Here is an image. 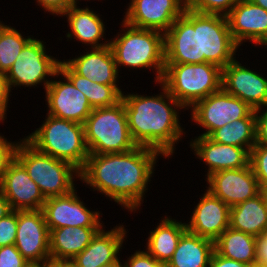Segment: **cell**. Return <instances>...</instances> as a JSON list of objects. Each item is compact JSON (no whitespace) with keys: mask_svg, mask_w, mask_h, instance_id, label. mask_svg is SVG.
<instances>
[{"mask_svg":"<svg viewBox=\"0 0 267 267\" xmlns=\"http://www.w3.org/2000/svg\"><path fill=\"white\" fill-rule=\"evenodd\" d=\"M159 156L163 155L158 150L146 146L122 153L89 154L80 181L127 212L136 213L143 206Z\"/></svg>","mask_w":267,"mask_h":267,"instance_id":"6da1fadb","label":"cell"},{"mask_svg":"<svg viewBox=\"0 0 267 267\" xmlns=\"http://www.w3.org/2000/svg\"><path fill=\"white\" fill-rule=\"evenodd\" d=\"M158 84L162 92L156 95L123 92L122 101L132 140L137 146L158 150L169 160L176 151L175 145L186 134L179 114L186 109L160 82Z\"/></svg>","mask_w":267,"mask_h":267,"instance_id":"7a4b0ae2","label":"cell"},{"mask_svg":"<svg viewBox=\"0 0 267 267\" xmlns=\"http://www.w3.org/2000/svg\"><path fill=\"white\" fill-rule=\"evenodd\" d=\"M120 26L123 28L121 33L117 32L109 38L118 72L121 66L132 70L149 69L155 72L154 82L158 84L165 68L164 33L153 29L137 28L124 20Z\"/></svg>","mask_w":267,"mask_h":267,"instance_id":"3957f363","label":"cell"},{"mask_svg":"<svg viewBox=\"0 0 267 267\" xmlns=\"http://www.w3.org/2000/svg\"><path fill=\"white\" fill-rule=\"evenodd\" d=\"M41 124L24 138L38 151L67 161L81 170L89 156L83 124L49 114Z\"/></svg>","mask_w":267,"mask_h":267,"instance_id":"277c9868","label":"cell"},{"mask_svg":"<svg viewBox=\"0 0 267 267\" xmlns=\"http://www.w3.org/2000/svg\"><path fill=\"white\" fill-rule=\"evenodd\" d=\"M15 158L25 167L45 199L63 196L76 188L80 170L71 163L38 151L25 138H20Z\"/></svg>","mask_w":267,"mask_h":267,"instance_id":"5b68a950","label":"cell"},{"mask_svg":"<svg viewBox=\"0 0 267 267\" xmlns=\"http://www.w3.org/2000/svg\"><path fill=\"white\" fill-rule=\"evenodd\" d=\"M160 83L186 109L222 88V69L212 63H165Z\"/></svg>","mask_w":267,"mask_h":267,"instance_id":"8992f818","label":"cell"},{"mask_svg":"<svg viewBox=\"0 0 267 267\" xmlns=\"http://www.w3.org/2000/svg\"><path fill=\"white\" fill-rule=\"evenodd\" d=\"M83 126L89 154L122 153L137 147L122 99L115 106L94 108Z\"/></svg>","mask_w":267,"mask_h":267,"instance_id":"52a82bcc","label":"cell"},{"mask_svg":"<svg viewBox=\"0 0 267 267\" xmlns=\"http://www.w3.org/2000/svg\"><path fill=\"white\" fill-rule=\"evenodd\" d=\"M45 44L43 40L33 37L20 52L11 69L4 76L10 95H12L11 90L15 88L18 90L17 87L30 89L43 85L45 91L52 77L55 78L61 59L48 55Z\"/></svg>","mask_w":267,"mask_h":267,"instance_id":"ba28073f","label":"cell"},{"mask_svg":"<svg viewBox=\"0 0 267 267\" xmlns=\"http://www.w3.org/2000/svg\"><path fill=\"white\" fill-rule=\"evenodd\" d=\"M253 108L238 97L227 93L223 88L196 102L189 111L190 119L206 130L199 136H208L213 130L245 118Z\"/></svg>","mask_w":267,"mask_h":267,"instance_id":"9c48e42d","label":"cell"},{"mask_svg":"<svg viewBox=\"0 0 267 267\" xmlns=\"http://www.w3.org/2000/svg\"><path fill=\"white\" fill-rule=\"evenodd\" d=\"M165 63L200 64L199 13L185 8L164 33Z\"/></svg>","mask_w":267,"mask_h":267,"instance_id":"30bf717a","label":"cell"},{"mask_svg":"<svg viewBox=\"0 0 267 267\" xmlns=\"http://www.w3.org/2000/svg\"><path fill=\"white\" fill-rule=\"evenodd\" d=\"M49 237L50 231L42 209L17 211L14 245L33 267L51 264Z\"/></svg>","mask_w":267,"mask_h":267,"instance_id":"8fae6325","label":"cell"},{"mask_svg":"<svg viewBox=\"0 0 267 267\" xmlns=\"http://www.w3.org/2000/svg\"><path fill=\"white\" fill-rule=\"evenodd\" d=\"M200 56L209 62L226 67L236 57L240 47L233 40L227 16L199 13Z\"/></svg>","mask_w":267,"mask_h":267,"instance_id":"7c38bea8","label":"cell"},{"mask_svg":"<svg viewBox=\"0 0 267 267\" xmlns=\"http://www.w3.org/2000/svg\"><path fill=\"white\" fill-rule=\"evenodd\" d=\"M54 77L45 90L46 114L84 124L93 110L87 97L60 70Z\"/></svg>","mask_w":267,"mask_h":267,"instance_id":"4fadbf2b","label":"cell"},{"mask_svg":"<svg viewBox=\"0 0 267 267\" xmlns=\"http://www.w3.org/2000/svg\"><path fill=\"white\" fill-rule=\"evenodd\" d=\"M76 189L63 195L46 199L42 208L49 231L61 227H103L102 213L90 210L80 200ZM101 217V218H100Z\"/></svg>","mask_w":267,"mask_h":267,"instance_id":"5bb4252c","label":"cell"},{"mask_svg":"<svg viewBox=\"0 0 267 267\" xmlns=\"http://www.w3.org/2000/svg\"><path fill=\"white\" fill-rule=\"evenodd\" d=\"M207 190L229 207L252 199L260 194L259 182L251 164L244 168L220 170L207 178Z\"/></svg>","mask_w":267,"mask_h":267,"instance_id":"9a60e30c","label":"cell"},{"mask_svg":"<svg viewBox=\"0 0 267 267\" xmlns=\"http://www.w3.org/2000/svg\"><path fill=\"white\" fill-rule=\"evenodd\" d=\"M186 8V0H130L123 20L134 27L165 33Z\"/></svg>","mask_w":267,"mask_h":267,"instance_id":"2e32d148","label":"cell"},{"mask_svg":"<svg viewBox=\"0 0 267 267\" xmlns=\"http://www.w3.org/2000/svg\"><path fill=\"white\" fill-rule=\"evenodd\" d=\"M237 60L222 69V88L254 110L267 106V77Z\"/></svg>","mask_w":267,"mask_h":267,"instance_id":"e0dca14e","label":"cell"},{"mask_svg":"<svg viewBox=\"0 0 267 267\" xmlns=\"http://www.w3.org/2000/svg\"><path fill=\"white\" fill-rule=\"evenodd\" d=\"M233 40L240 47L246 41L254 47L267 44V10L250 0H239L227 15Z\"/></svg>","mask_w":267,"mask_h":267,"instance_id":"ac0fdd59","label":"cell"},{"mask_svg":"<svg viewBox=\"0 0 267 267\" xmlns=\"http://www.w3.org/2000/svg\"><path fill=\"white\" fill-rule=\"evenodd\" d=\"M0 191L15 211L41 210L46 201L38 185L16 158L7 166Z\"/></svg>","mask_w":267,"mask_h":267,"instance_id":"d6986e66","label":"cell"},{"mask_svg":"<svg viewBox=\"0 0 267 267\" xmlns=\"http://www.w3.org/2000/svg\"><path fill=\"white\" fill-rule=\"evenodd\" d=\"M189 147L200 161L208 168L206 178L214 172L244 168L250 164V152L246 148L221 144L207 136H195Z\"/></svg>","mask_w":267,"mask_h":267,"instance_id":"ffe728a7","label":"cell"},{"mask_svg":"<svg viewBox=\"0 0 267 267\" xmlns=\"http://www.w3.org/2000/svg\"><path fill=\"white\" fill-rule=\"evenodd\" d=\"M199 199L185 223L186 229L215 241L229 227L230 207L207 189Z\"/></svg>","mask_w":267,"mask_h":267,"instance_id":"44dd1931","label":"cell"},{"mask_svg":"<svg viewBox=\"0 0 267 267\" xmlns=\"http://www.w3.org/2000/svg\"><path fill=\"white\" fill-rule=\"evenodd\" d=\"M123 223L113 226L111 230L106 231V226L102 227L92 238L90 244L71 262L76 267H101L110 263H115L120 257L123 243L127 237L128 230Z\"/></svg>","mask_w":267,"mask_h":267,"instance_id":"7402d4cb","label":"cell"},{"mask_svg":"<svg viewBox=\"0 0 267 267\" xmlns=\"http://www.w3.org/2000/svg\"><path fill=\"white\" fill-rule=\"evenodd\" d=\"M85 51L72 59L63 60L76 74L82 77L103 85H119V78L122 76L119 77L111 46L86 48Z\"/></svg>","mask_w":267,"mask_h":267,"instance_id":"603a6c76","label":"cell"},{"mask_svg":"<svg viewBox=\"0 0 267 267\" xmlns=\"http://www.w3.org/2000/svg\"><path fill=\"white\" fill-rule=\"evenodd\" d=\"M63 16H66L67 27H70L68 29L70 31L65 36L67 41L74 39V41L86 45L87 49L110 45V40L104 38L106 36L105 22L101 17L102 15L97 13L96 10H92L89 6L82 8L71 6L60 17Z\"/></svg>","mask_w":267,"mask_h":267,"instance_id":"cb8c5ba5","label":"cell"},{"mask_svg":"<svg viewBox=\"0 0 267 267\" xmlns=\"http://www.w3.org/2000/svg\"><path fill=\"white\" fill-rule=\"evenodd\" d=\"M102 227H61L50 230L49 251L51 263L70 262L82 252Z\"/></svg>","mask_w":267,"mask_h":267,"instance_id":"d4e9b609","label":"cell"},{"mask_svg":"<svg viewBox=\"0 0 267 267\" xmlns=\"http://www.w3.org/2000/svg\"><path fill=\"white\" fill-rule=\"evenodd\" d=\"M166 216V217H165ZM162 216L159 224L154 230H150L146 238L145 249L156 260L164 266L171 260L177 248L178 241L187 230L185 222L179 221L171 216Z\"/></svg>","mask_w":267,"mask_h":267,"instance_id":"484cf974","label":"cell"},{"mask_svg":"<svg viewBox=\"0 0 267 267\" xmlns=\"http://www.w3.org/2000/svg\"><path fill=\"white\" fill-rule=\"evenodd\" d=\"M213 253V240L186 230L165 267H208Z\"/></svg>","mask_w":267,"mask_h":267,"instance_id":"4316f807","label":"cell"},{"mask_svg":"<svg viewBox=\"0 0 267 267\" xmlns=\"http://www.w3.org/2000/svg\"><path fill=\"white\" fill-rule=\"evenodd\" d=\"M229 227L255 237L262 236L267 229V206L263 196L258 194L230 207Z\"/></svg>","mask_w":267,"mask_h":267,"instance_id":"83f0119b","label":"cell"},{"mask_svg":"<svg viewBox=\"0 0 267 267\" xmlns=\"http://www.w3.org/2000/svg\"><path fill=\"white\" fill-rule=\"evenodd\" d=\"M257 237L228 227L215 241L214 251L223 257L255 266Z\"/></svg>","mask_w":267,"mask_h":267,"instance_id":"f1b7e54d","label":"cell"},{"mask_svg":"<svg viewBox=\"0 0 267 267\" xmlns=\"http://www.w3.org/2000/svg\"><path fill=\"white\" fill-rule=\"evenodd\" d=\"M59 70L87 97L92 108L115 106L122 99L118 85H103L76 74L65 62L60 61Z\"/></svg>","mask_w":267,"mask_h":267,"instance_id":"f546056e","label":"cell"},{"mask_svg":"<svg viewBox=\"0 0 267 267\" xmlns=\"http://www.w3.org/2000/svg\"><path fill=\"white\" fill-rule=\"evenodd\" d=\"M214 142L246 148L249 152L256 144V120L253 109L245 118L234 120L208 136Z\"/></svg>","mask_w":267,"mask_h":267,"instance_id":"4dcf8cb0","label":"cell"},{"mask_svg":"<svg viewBox=\"0 0 267 267\" xmlns=\"http://www.w3.org/2000/svg\"><path fill=\"white\" fill-rule=\"evenodd\" d=\"M13 26L4 25L0 32V74L6 75L33 35L24 36Z\"/></svg>","mask_w":267,"mask_h":267,"instance_id":"1f68e13d","label":"cell"},{"mask_svg":"<svg viewBox=\"0 0 267 267\" xmlns=\"http://www.w3.org/2000/svg\"><path fill=\"white\" fill-rule=\"evenodd\" d=\"M239 0H186V7L205 14L227 16Z\"/></svg>","mask_w":267,"mask_h":267,"instance_id":"d6a6232c","label":"cell"},{"mask_svg":"<svg viewBox=\"0 0 267 267\" xmlns=\"http://www.w3.org/2000/svg\"><path fill=\"white\" fill-rule=\"evenodd\" d=\"M250 164L259 185H267V146L255 144L250 152Z\"/></svg>","mask_w":267,"mask_h":267,"instance_id":"836d02e7","label":"cell"},{"mask_svg":"<svg viewBox=\"0 0 267 267\" xmlns=\"http://www.w3.org/2000/svg\"><path fill=\"white\" fill-rule=\"evenodd\" d=\"M17 234V211L12 210L0 219V247L13 245Z\"/></svg>","mask_w":267,"mask_h":267,"instance_id":"e575fe53","label":"cell"},{"mask_svg":"<svg viewBox=\"0 0 267 267\" xmlns=\"http://www.w3.org/2000/svg\"><path fill=\"white\" fill-rule=\"evenodd\" d=\"M0 267H33L15 245L0 247Z\"/></svg>","mask_w":267,"mask_h":267,"instance_id":"d590c367","label":"cell"},{"mask_svg":"<svg viewBox=\"0 0 267 267\" xmlns=\"http://www.w3.org/2000/svg\"><path fill=\"white\" fill-rule=\"evenodd\" d=\"M0 133V185L3 181L8 164L15 158V149L19 140L8 141L4 135Z\"/></svg>","mask_w":267,"mask_h":267,"instance_id":"8d00e7d4","label":"cell"},{"mask_svg":"<svg viewBox=\"0 0 267 267\" xmlns=\"http://www.w3.org/2000/svg\"><path fill=\"white\" fill-rule=\"evenodd\" d=\"M122 267H165L161 262L156 260L152 255H150L145 249L136 250L127 258L124 262L122 260Z\"/></svg>","mask_w":267,"mask_h":267,"instance_id":"74e56055","label":"cell"},{"mask_svg":"<svg viewBox=\"0 0 267 267\" xmlns=\"http://www.w3.org/2000/svg\"><path fill=\"white\" fill-rule=\"evenodd\" d=\"M36 5L50 15L61 16L69 7L72 6L71 0H34Z\"/></svg>","mask_w":267,"mask_h":267,"instance_id":"f35d334b","label":"cell"},{"mask_svg":"<svg viewBox=\"0 0 267 267\" xmlns=\"http://www.w3.org/2000/svg\"><path fill=\"white\" fill-rule=\"evenodd\" d=\"M255 120L256 144L267 146V106L255 110Z\"/></svg>","mask_w":267,"mask_h":267,"instance_id":"ab89813d","label":"cell"},{"mask_svg":"<svg viewBox=\"0 0 267 267\" xmlns=\"http://www.w3.org/2000/svg\"><path fill=\"white\" fill-rule=\"evenodd\" d=\"M10 92L4 79V75L0 74V123H4L7 119V111L9 108Z\"/></svg>","mask_w":267,"mask_h":267,"instance_id":"60d3db41","label":"cell"},{"mask_svg":"<svg viewBox=\"0 0 267 267\" xmlns=\"http://www.w3.org/2000/svg\"><path fill=\"white\" fill-rule=\"evenodd\" d=\"M267 265V229L262 236L257 237L255 266Z\"/></svg>","mask_w":267,"mask_h":267,"instance_id":"b9f144b4","label":"cell"},{"mask_svg":"<svg viewBox=\"0 0 267 267\" xmlns=\"http://www.w3.org/2000/svg\"><path fill=\"white\" fill-rule=\"evenodd\" d=\"M208 267H250V266L241 263L239 261L218 255L214 251Z\"/></svg>","mask_w":267,"mask_h":267,"instance_id":"7bdbcfd3","label":"cell"},{"mask_svg":"<svg viewBox=\"0 0 267 267\" xmlns=\"http://www.w3.org/2000/svg\"><path fill=\"white\" fill-rule=\"evenodd\" d=\"M12 211L8 200L5 198L3 193L0 191V219L4 218L7 214Z\"/></svg>","mask_w":267,"mask_h":267,"instance_id":"ee69618b","label":"cell"},{"mask_svg":"<svg viewBox=\"0 0 267 267\" xmlns=\"http://www.w3.org/2000/svg\"><path fill=\"white\" fill-rule=\"evenodd\" d=\"M52 267H76L71 261L70 262H54L50 264Z\"/></svg>","mask_w":267,"mask_h":267,"instance_id":"f6af8a7d","label":"cell"},{"mask_svg":"<svg viewBox=\"0 0 267 267\" xmlns=\"http://www.w3.org/2000/svg\"><path fill=\"white\" fill-rule=\"evenodd\" d=\"M260 186V194L263 196L264 202L267 206V185H259Z\"/></svg>","mask_w":267,"mask_h":267,"instance_id":"bcb514c9","label":"cell"},{"mask_svg":"<svg viewBox=\"0 0 267 267\" xmlns=\"http://www.w3.org/2000/svg\"><path fill=\"white\" fill-rule=\"evenodd\" d=\"M250 1L267 10V0H250Z\"/></svg>","mask_w":267,"mask_h":267,"instance_id":"7dc6e473","label":"cell"},{"mask_svg":"<svg viewBox=\"0 0 267 267\" xmlns=\"http://www.w3.org/2000/svg\"><path fill=\"white\" fill-rule=\"evenodd\" d=\"M122 259H118L115 263H110V264H107V265H103L101 267H122V262H121Z\"/></svg>","mask_w":267,"mask_h":267,"instance_id":"c3c4849f","label":"cell"},{"mask_svg":"<svg viewBox=\"0 0 267 267\" xmlns=\"http://www.w3.org/2000/svg\"><path fill=\"white\" fill-rule=\"evenodd\" d=\"M81 0H71V2H72V6H76V7H78V3L80 2ZM83 1H86V0H83ZM88 1H91V0H87V2ZM93 1V0H92ZM95 1V0H94ZM98 2H99V0H98Z\"/></svg>","mask_w":267,"mask_h":267,"instance_id":"681fc988","label":"cell"},{"mask_svg":"<svg viewBox=\"0 0 267 267\" xmlns=\"http://www.w3.org/2000/svg\"><path fill=\"white\" fill-rule=\"evenodd\" d=\"M5 24H7V23H5V22H3V21L0 20V32H1V28H2Z\"/></svg>","mask_w":267,"mask_h":267,"instance_id":"f907efd6","label":"cell"}]
</instances>
